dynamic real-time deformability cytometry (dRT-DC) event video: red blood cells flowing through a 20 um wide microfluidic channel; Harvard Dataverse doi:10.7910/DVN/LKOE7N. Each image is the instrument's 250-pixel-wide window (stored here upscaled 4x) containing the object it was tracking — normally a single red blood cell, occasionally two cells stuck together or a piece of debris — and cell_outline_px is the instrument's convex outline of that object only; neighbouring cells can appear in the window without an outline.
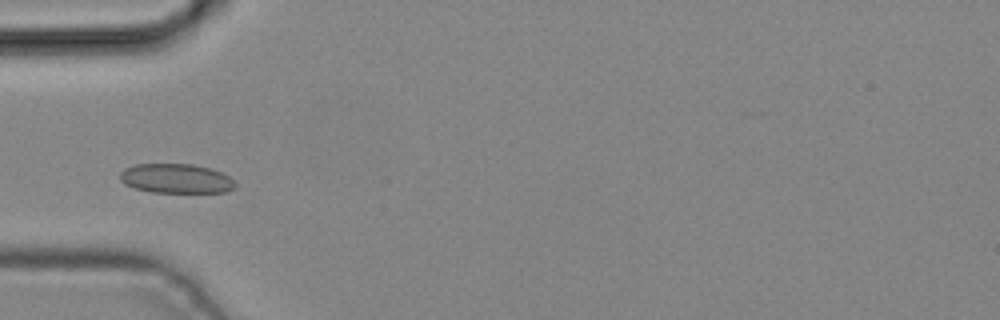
{"species": "common noctule bat (a hibernating species)", "species_latin": "Nyctalus noctula", "temperature_condition": "cold", "stored_images_in_passage": 2, "camera_frame_rate_fps": 3000, "um_per_image_px": 0.085, "animal": {"sex": "male", "body_mass_g": 19.2, "forearm_length_mm": 51.8}, "frame": {"image": 1, "passage_image": 2, "time_ms": 0.333, "image_size_px": [1000, 320], "cell_outline_px": [[236, 188], [224, 192], [152, 192], [136, 188], [124, 184], [120, 180], [120, 172], [124, 168], [136, 164], [192, 164], [208, 168], [220, 172], [228, 176], [236, 184]], "centroid_in_image_um": [14.95, 15.17], "position_along_channel_um": 70.1, "area_um2": 19.65}}